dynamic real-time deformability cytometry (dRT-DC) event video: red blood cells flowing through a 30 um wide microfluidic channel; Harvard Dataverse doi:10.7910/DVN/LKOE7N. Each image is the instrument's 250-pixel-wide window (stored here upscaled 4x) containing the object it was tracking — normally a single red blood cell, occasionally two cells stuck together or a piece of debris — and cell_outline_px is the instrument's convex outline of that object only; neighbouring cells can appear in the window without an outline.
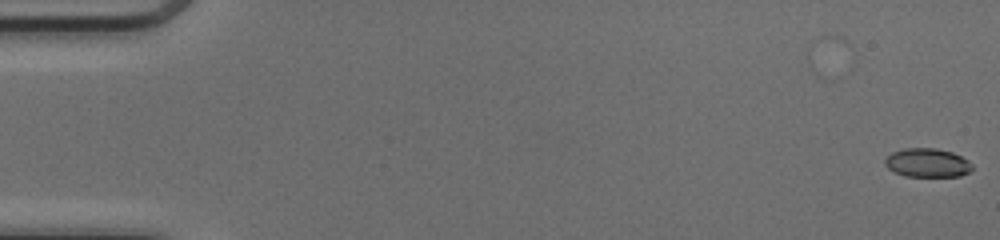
{"species": "common noctule bat (a hibernating species)", "species_latin": "Nyctalus noctula", "temperature_condition": "cold", "stored_images_in_passage": 2, "camera_frame_rate_fps": 3000, "um_per_image_px": 0.085, "animal": {"sex": "female", "body_mass_g": 17.0, "forearm_length_mm": 48.0}, "frame": {"image": 1, "passage_image": 2, "time_ms": 0.333, "image_size_px": [1000, 240], "cell_outline_px": [[972, 168], [968, 172], [960, 176], [904, 176], [888, 168], [884, 164], [884, 160], [892, 152], [904, 148], [936, 148], [952, 152], [968, 160], [972, 164]], "centroid_in_image_um": [78.81, 13.83], "position_along_channel_um": 6.2, "area_um2": 14.57}}